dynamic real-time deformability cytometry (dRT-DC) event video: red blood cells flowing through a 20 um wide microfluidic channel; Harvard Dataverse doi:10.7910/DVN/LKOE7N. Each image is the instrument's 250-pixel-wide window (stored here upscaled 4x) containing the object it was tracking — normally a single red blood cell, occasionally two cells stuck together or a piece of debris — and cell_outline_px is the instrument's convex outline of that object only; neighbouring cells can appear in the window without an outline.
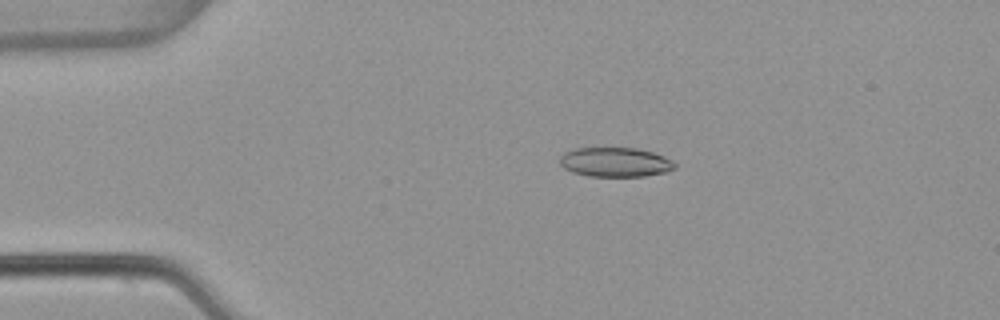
{"species": "common noctule bat (a hibernating species)", "species_latin": "Nyctalus noctula", "temperature_condition": "warm", "stored_images_in_passage": 53, "camera_frame_rate_fps": 3000, "um_per_image_px": 0.085, "animal": {"sex": "female", "body_mass_g": 22.7, "forearm_length_mm": 54.2}, "frame": {"image": 1, "passage_image": 11, "time_ms": 3.333, "image_size_px": [1000, 320], "cell_outline_px": [[676, 168], [668, 172], [644, 176], [588, 176], [572, 172], [564, 168], [560, 164], [560, 156], [564, 152], [576, 148], [636, 148], [652, 152], [664, 156], [672, 160], [676, 164]], "centroid_in_image_um": [52.31, 13.78], "position_along_channel_um": 32.7, "area_um2": 19.83}}
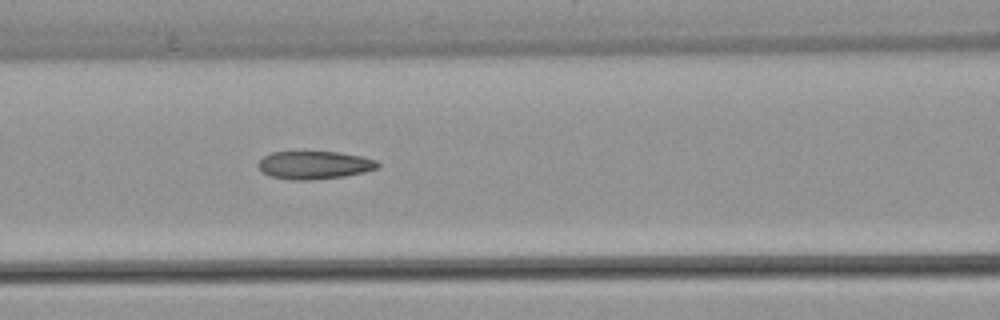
{"frame": {"image": 2, "passage_image": 23, "time_ms": 7.333, "image_size_px": [1000, 320], "cell_outline_px": [[380, 168], [364, 172], [344, 176], [312, 180], [292, 180], [272, 176], [260, 172], [256, 164], [264, 156], [272, 152], [336, 152], [360, 156], [376, 160], [380, 164]], "centroid_in_image_um": [26.71, 14.04], "position_along_channel_um": 139.9, "area_um2": 19.54}}
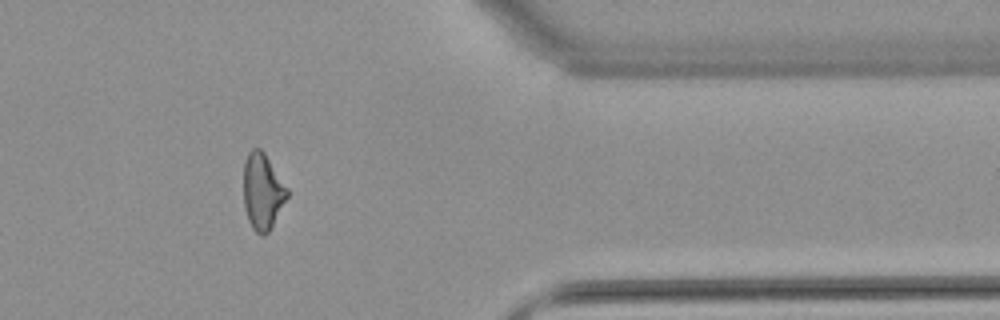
{"frame": {"image": 3, "passage_image": 44, "time_ms": 14.333, "image_size_px": [1000, 320], "cell_outline_px": [[288, 196], [268, 232], [264, 236], [260, 236], [252, 228], [248, 220], [244, 208], [244, 164], [248, 152], [252, 148], [260, 148], [264, 152], [288, 188]], "centroid_in_image_um": [22.3, 16.27], "position_along_channel_um": 389.1, "area_um2": 19.31}, "authors_computed_cell_mechanics": {"area_um2": 19.8254, "velocity_mm_per_s": 3.8415, "shape_relaxation_time_tau1_ms": null, "shape_relaxation_time_tau2_ms": 2.3576, "deformation_change_tau1": null, "deformation_change_tau2": 0.0951}}